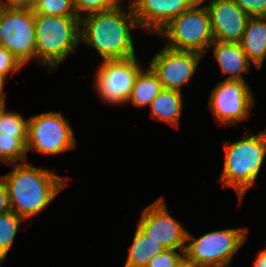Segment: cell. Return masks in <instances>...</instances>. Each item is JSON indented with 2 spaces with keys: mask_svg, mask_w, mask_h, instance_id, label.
Returning a JSON list of instances; mask_svg holds the SVG:
<instances>
[{
  "mask_svg": "<svg viewBox=\"0 0 266 267\" xmlns=\"http://www.w3.org/2000/svg\"><path fill=\"white\" fill-rule=\"evenodd\" d=\"M24 220L23 217L18 216L12 210L0 214V267L15 239L19 222Z\"/></svg>",
  "mask_w": 266,
  "mask_h": 267,
  "instance_id": "cell-21",
  "label": "cell"
},
{
  "mask_svg": "<svg viewBox=\"0 0 266 267\" xmlns=\"http://www.w3.org/2000/svg\"><path fill=\"white\" fill-rule=\"evenodd\" d=\"M164 250L165 249L160 244L148 239V237L137 228L133 243L131 247H129V254L124 267H146L153 257L162 253Z\"/></svg>",
  "mask_w": 266,
  "mask_h": 267,
  "instance_id": "cell-19",
  "label": "cell"
},
{
  "mask_svg": "<svg viewBox=\"0 0 266 267\" xmlns=\"http://www.w3.org/2000/svg\"><path fill=\"white\" fill-rule=\"evenodd\" d=\"M253 267H266V248L256 257Z\"/></svg>",
  "mask_w": 266,
  "mask_h": 267,
  "instance_id": "cell-30",
  "label": "cell"
},
{
  "mask_svg": "<svg viewBox=\"0 0 266 267\" xmlns=\"http://www.w3.org/2000/svg\"><path fill=\"white\" fill-rule=\"evenodd\" d=\"M33 12L50 16L78 17L74 0H36Z\"/></svg>",
  "mask_w": 266,
  "mask_h": 267,
  "instance_id": "cell-23",
  "label": "cell"
},
{
  "mask_svg": "<svg viewBox=\"0 0 266 267\" xmlns=\"http://www.w3.org/2000/svg\"><path fill=\"white\" fill-rule=\"evenodd\" d=\"M204 2L205 0H200ZM206 9L216 41L239 43L250 16L240 11L233 0H210Z\"/></svg>",
  "mask_w": 266,
  "mask_h": 267,
  "instance_id": "cell-13",
  "label": "cell"
},
{
  "mask_svg": "<svg viewBox=\"0 0 266 267\" xmlns=\"http://www.w3.org/2000/svg\"><path fill=\"white\" fill-rule=\"evenodd\" d=\"M199 0H135L132 7L139 27L158 34L165 25Z\"/></svg>",
  "mask_w": 266,
  "mask_h": 267,
  "instance_id": "cell-14",
  "label": "cell"
},
{
  "mask_svg": "<svg viewBox=\"0 0 266 267\" xmlns=\"http://www.w3.org/2000/svg\"><path fill=\"white\" fill-rule=\"evenodd\" d=\"M163 89L156 73L150 66L141 69L135 79L131 95L127 101L136 107L150 106L151 102Z\"/></svg>",
  "mask_w": 266,
  "mask_h": 267,
  "instance_id": "cell-18",
  "label": "cell"
},
{
  "mask_svg": "<svg viewBox=\"0 0 266 267\" xmlns=\"http://www.w3.org/2000/svg\"><path fill=\"white\" fill-rule=\"evenodd\" d=\"M183 100L182 92L163 88L151 102V117L178 128Z\"/></svg>",
  "mask_w": 266,
  "mask_h": 267,
  "instance_id": "cell-17",
  "label": "cell"
},
{
  "mask_svg": "<svg viewBox=\"0 0 266 267\" xmlns=\"http://www.w3.org/2000/svg\"><path fill=\"white\" fill-rule=\"evenodd\" d=\"M176 267H200L193 261L188 260L185 256L179 261Z\"/></svg>",
  "mask_w": 266,
  "mask_h": 267,
  "instance_id": "cell-31",
  "label": "cell"
},
{
  "mask_svg": "<svg viewBox=\"0 0 266 267\" xmlns=\"http://www.w3.org/2000/svg\"><path fill=\"white\" fill-rule=\"evenodd\" d=\"M141 69L136 55L104 60L95 75V88L100 99L113 105L126 104Z\"/></svg>",
  "mask_w": 266,
  "mask_h": 267,
  "instance_id": "cell-9",
  "label": "cell"
},
{
  "mask_svg": "<svg viewBox=\"0 0 266 267\" xmlns=\"http://www.w3.org/2000/svg\"><path fill=\"white\" fill-rule=\"evenodd\" d=\"M224 164L220 179L223 187L234 188L241 202L248 189L256 184L266 155V133L243 136L224 144Z\"/></svg>",
  "mask_w": 266,
  "mask_h": 267,
  "instance_id": "cell-3",
  "label": "cell"
},
{
  "mask_svg": "<svg viewBox=\"0 0 266 267\" xmlns=\"http://www.w3.org/2000/svg\"><path fill=\"white\" fill-rule=\"evenodd\" d=\"M239 44L248 59L260 69L266 57V17H250Z\"/></svg>",
  "mask_w": 266,
  "mask_h": 267,
  "instance_id": "cell-16",
  "label": "cell"
},
{
  "mask_svg": "<svg viewBox=\"0 0 266 267\" xmlns=\"http://www.w3.org/2000/svg\"><path fill=\"white\" fill-rule=\"evenodd\" d=\"M137 228L164 249L185 250L188 231L170 215L163 198L143 210Z\"/></svg>",
  "mask_w": 266,
  "mask_h": 267,
  "instance_id": "cell-11",
  "label": "cell"
},
{
  "mask_svg": "<svg viewBox=\"0 0 266 267\" xmlns=\"http://www.w3.org/2000/svg\"><path fill=\"white\" fill-rule=\"evenodd\" d=\"M27 137H14L0 133V162L15 165L18 161H25L27 154Z\"/></svg>",
  "mask_w": 266,
  "mask_h": 267,
  "instance_id": "cell-20",
  "label": "cell"
},
{
  "mask_svg": "<svg viewBox=\"0 0 266 267\" xmlns=\"http://www.w3.org/2000/svg\"><path fill=\"white\" fill-rule=\"evenodd\" d=\"M250 17H266V0H233Z\"/></svg>",
  "mask_w": 266,
  "mask_h": 267,
  "instance_id": "cell-27",
  "label": "cell"
},
{
  "mask_svg": "<svg viewBox=\"0 0 266 267\" xmlns=\"http://www.w3.org/2000/svg\"><path fill=\"white\" fill-rule=\"evenodd\" d=\"M36 59L52 69L75 52L80 41V18L34 13Z\"/></svg>",
  "mask_w": 266,
  "mask_h": 267,
  "instance_id": "cell-4",
  "label": "cell"
},
{
  "mask_svg": "<svg viewBox=\"0 0 266 267\" xmlns=\"http://www.w3.org/2000/svg\"><path fill=\"white\" fill-rule=\"evenodd\" d=\"M203 55L163 47L149 62L164 89L177 90L193 77Z\"/></svg>",
  "mask_w": 266,
  "mask_h": 267,
  "instance_id": "cell-12",
  "label": "cell"
},
{
  "mask_svg": "<svg viewBox=\"0 0 266 267\" xmlns=\"http://www.w3.org/2000/svg\"><path fill=\"white\" fill-rule=\"evenodd\" d=\"M23 64L6 48L0 45V75L7 78L9 72L13 74L22 68Z\"/></svg>",
  "mask_w": 266,
  "mask_h": 267,
  "instance_id": "cell-26",
  "label": "cell"
},
{
  "mask_svg": "<svg viewBox=\"0 0 266 267\" xmlns=\"http://www.w3.org/2000/svg\"><path fill=\"white\" fill-rule=\"evenodd\" d=\"M247 232V229L231 228L211 231L200 238L188 232L184 256L200 267H228L246 241Z\"/></svg>",
  "mask_w": 266,
  "mask_h": 267,
  "instance_id": "cell-6",
  "label": "cell"
},
{
  "mask_svg": "<svg viewBox=\"0 0 266 267\" xmlns=\"http://www.w3.org/2000/svg\"><path fill=\"white\" fill-rule=\"evenodd\" d=\"M10 210L11 207L9 203L7 186L0 176V214L6 213Z\"/></svg>",
  "mask_w": 266,
  "mask_h": 267,
  "instance_id": "cell-29",
  "label": "cell"
},
{
  "mask_svg": "<svg viewBox=\"0 0 266 267\" xmlns=\"http://www.w3.org/2000/svg\"><path fill=\"white\" fill-rule=\"evenodd\" d=\"M1 178L7 186L11 210L24 219L37 215L68 185L66 178L26 162L17 163Z\"/></svg>",
  "mask_w": 266,
  "mask_h": 267,
  "instance_id": "cell-2",
  "label": "cell"
},
{
  "mask_svg": "<svg viewBox=\"0 0 266 267\" xmlns=\"http://www.w3.org/2000/svg\"><path fill=\"white\" fill-rule=\"evenodd\" d=\"M213 48L215 59L221 73L228 74L226 80L245 81L242 73L249 72L251 61L241 49L239 43L221 42L214 40L210 46Z\"/></svg>",
  "mask_w": 266,
  "mask_h": 267,
  "instance_id": "cell-15",
  "label": "cell"
},
{
  "mask_svg": "<svg viewBox=\"0 0 266 267\" xmlns=\"http://www.w3.org/2000/svg\"><path fill=\"white\" fill-rule=\"evenodd\" d=\"M255 100L246 81L224 80L211 91L209 108L219 125H236L248 118Z\"/></svg>",
  "mask_w": 266,
  "mask_h": 267,
  "instance_id": "cell-10",
  "label": "cell"
},
{
  "mask_svg": "<svg viewBox=\"0 0 266 267\" xmlns=\"http://www.w3.org/2000/svg\"><path fill=\"white\" fill-rule=\"evenodd\" d=\"M74 131L58 112H46L29 117L27 152L31 149L46 155H57L76 146Z\"/></svg>",
  "mask_w": 266,
  "mask_h": 267,
  "instance_id": "cell-7",
  "label": "cell"
},
{
  "mask_svg": "<svg viewBox=\"0 0 266 267\" xmlns=\"http://www.w3.org/2000/svg\"><path fill=\"white\" fill-rule=\"evenodd\" d=\"M178 249H165L153 257L146 267H176L179 261L184 257V252L179 254Z\"/></svg>",
  "mask_w": 266,
  "mask_h": 267,
  "instance_id": "cell-25",
  "label": "cell"
},
{
  "mask_svg": "<svg viewBox=\"0 0 266 267\" xmlns=\"http://www.w3.org/2000/svg\"><path fill=\"white\" fill-rule=\"evenodd\" d=\"M0 45L10 51L23 66L36 59L33 10L1 8Z\"/></svg>",
  "mask_w": 266,
  "mask_h": 267,
  "instance_id": "cell-8",
  "label": "cell"
},
{
  "mask_svg": "<svg viewBox=\"0 0 266 267\" xmlns=\"http://www.w3.org/2000/svg\"><path fill=\"white\" fill-rule=\"evenodd\" d=\"M36 0H0L1 7L6 9L33 10Z\"/></svg>",
  "mask_w": 266,
  "mask_h": 267,
  "instance_id": "cell-28",
  "label": "cell"
},
{
  "mask_svg": "<svg viewBox=\"0 0 266 267\" xmlns=\"http://www.w3.org/2000/svg\"><path fill=\"white\" fill-rule=\"evenodd\" d=\"M203 2H196L190 9L174 17L158 33L168 38L165 46L178 51H193L205 55L214 41L210 18Z\"/></svg>",
  "mask_w": 266,
  "mask_h": 267,
  "instance_id": "cell-5",
  "label": "cell"
},
{
  "mask_svg": "<svg viewBox=\"0 0 266 267\" xmlns=\"http://www.w3.org/2000/svg\"><path fill=\"white\" fill-rule=\"evenodd\" d=\"M28 119L17 112L6 111V105L0 110V133L14 137H27Z\"/></svg>",
  "mask_w": 266,
  "mask_h": 267,
  "instance_id": "cell-22",
  "label": "cell"
},
{
  "mask_svg": "<svg viewBox=\"0 0 266 267\" xmlns=\"http://www.w3.org/2000/svg\"><path fill=\"white\" fill-rule=\"evenodd\" d=\"M6 81V78H4L3 76L0 75V102H6L5 101V95L3 93V89H4V83Z\"/></svg>",
  "mask_w": 266,
  "mask_h": 267,
  "instance_id": "cell-32",
  "label": "cell"
},
{
  "mask_svg": "<svg viewBox=\"0 0 266 267\" xmlns=\"http://www.w3.org/2000/svg\"><path fill=\"white\" fill-rule=\"evenodd\" d=\"M5 102H0V110L5 106Z\"/></svg>",
  "mask_w": 266,
  "mask_h": 267,
  "instance_id": "cell-34",
  "label": "cell"
},
{
  "mask_svg": "<svg viewBox=\"0 0 266 267\" xmlns=\"http://www.w3.org/2000/svg\"><path fill=\"white\" fill-rule=\"evenodd\" d=\"M114 1H115L118 5L121 4V3H120L121 0H114ZM134 1H135V0H130V2H129L128 4L132 6L133 3H134Z\"/></svg>",
  "mask_w": 266,
  "mask_h": 267,
  "instance_id": "cell-33",
  "label": "cell"
},
{
  "mask_svg": "<svg viewBox=\"0 0 266 267\" xmlns=\"http://www.w3.org/2000/svg\"><path fill=\"white\" fill-rule=\"evenodd\" d=\"M125 11L120 4L80 18V41L93 46L103 61L135 56L130 30L139 25L133 7Z\"/></svg>",
  "mask_w": 266,
  "mask_h": 267,
  "instance_id": "cell-1",
  "label": "cell"
},
{
  "mask_svg": "<svg viewBox=\"0 0 266 267\" xmlns=\"http://www.w3.org/2000/svg\"><path fill=\"white\" fill-rule=\"evenodd\" d=\"M117 5L114 0H74L75 12L79 18L87 14L113 9Z\"/></svg>",
  "mask_w": 266,
  "mask_h": 267,
  "instance_id": "cell-24",
  "label": "cell"
}]
</instances>
